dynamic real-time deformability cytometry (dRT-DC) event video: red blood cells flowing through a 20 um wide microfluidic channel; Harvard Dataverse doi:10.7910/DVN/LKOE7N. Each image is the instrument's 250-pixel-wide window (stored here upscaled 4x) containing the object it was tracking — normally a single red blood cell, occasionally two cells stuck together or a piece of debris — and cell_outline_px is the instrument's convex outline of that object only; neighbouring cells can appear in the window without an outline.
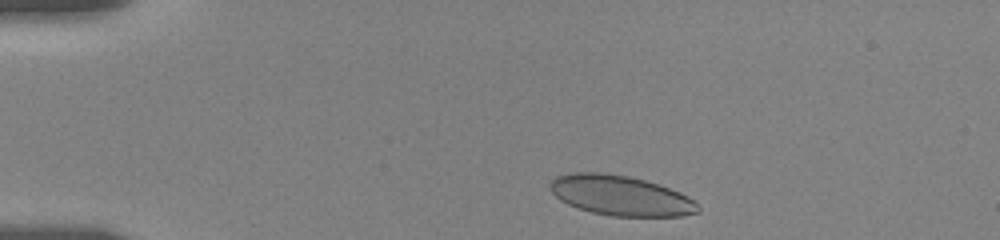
{"species": "human", "species_latin": "Homo sapiens", "temperature_condition": "room temperature", "stored_images_in_passage": 23, "camera_frame_rate_fps": 3000, "um_per_image_px": 0.085, "donor": {"sex": "female"}, "frame": {"image": 1, "passage_image": 2, "time_ms": 0.333, "image_size_px": [1000, 240], "cell_outline_px": [[700, 212], [684, 216], [612, 216], [592, 212], [568, 204], [560, 200], [548, 188], [548, 184], [556, 176], [572, 172], [600, 172], [628, 176], [644, 180], [680, 192], [688, 196], [700, 208]], "centroid_in_image_um": [52.72, 16.62], "position_along_channel_um": 32.3, "area_um2": 34.39}}
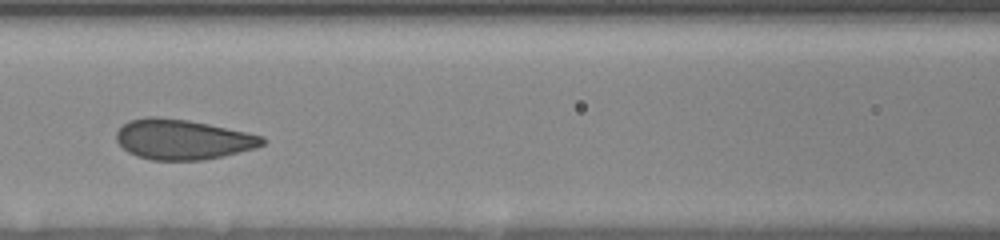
{"frame": {"image": 2, "passage_image": 12, "time_ms": 5.333, "image_size_px": [1000, 240], "cell_outline_px": [[268, 140], [264, 144], [256, 148], [224, 156], [204, 160], [152, 160], [136, 156], [128, 152], [116, 140], [116, 132], [128, 120], [144, 116], [156, 116], [188, 120], [248, 132], [264, 136]], "centroid_in_image_um": [15.55, 11.85], "position_along_channel_um": 151.1, "area_um2": 34.45}}
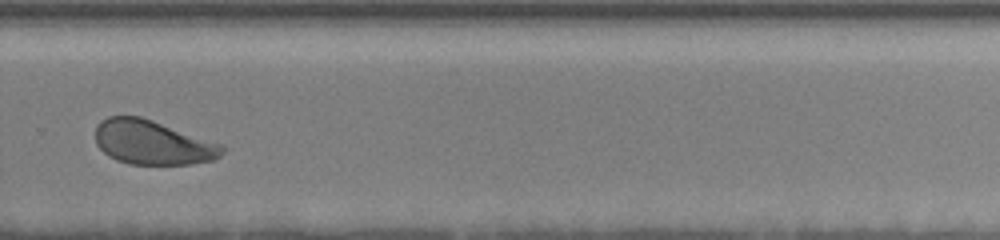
{"frame": {"image": 3, "passage_image": 23, "time_ms": 10.0, "image_size_px": [1000, 240], "cell_outline_px": [[224, 152], [220, 156], [212, 160], [192, 164], [128, 164], [116, 160], [108, 156], [96, 144], [96, 124], [100, 120], [108, 116], [140, 116], [224, 144]], "centroid_in_image_um": [12.97, 12.11], "position_along_channel_um": 316.8, "area_um2": 32.95}}